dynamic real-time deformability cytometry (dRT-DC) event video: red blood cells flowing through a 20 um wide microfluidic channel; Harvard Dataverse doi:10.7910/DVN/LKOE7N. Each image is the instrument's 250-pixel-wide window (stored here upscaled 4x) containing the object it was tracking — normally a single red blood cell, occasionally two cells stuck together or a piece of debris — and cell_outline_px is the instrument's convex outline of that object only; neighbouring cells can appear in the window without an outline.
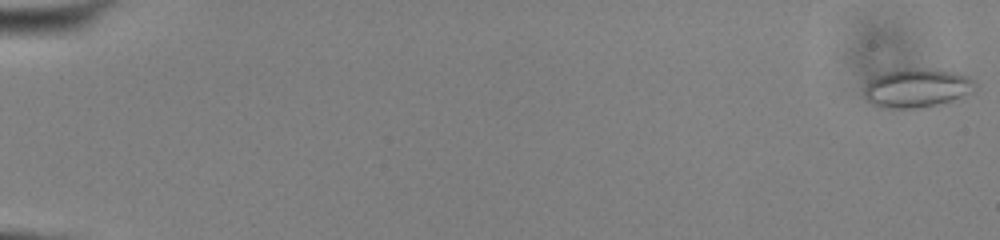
{"species": "common noctule bat (a hibernating species)", "species_latin": "Nyctalus noctula", "temperature_condition": "cold", "stored_images_in_passage": 55, "camera_frame_rate_fps": 3000, "um_per_image_px": 0.085, "animal": {"sex": "male", "body_mass_g": 13.0, "forearm_length_mm": 53.1}, "frame": {"image": 1, "passage_image": 1, "time_ms": 0.0, "image_size_px": [1000, 240], "cell_outline_px": [[976, 84], [972, 92], [948, 104], [928, 108], [880, 108], [872, 104], [864, 96], [864, 88], [876, 76], [888, 72], [904, 68], [928, 68], [956, 72], [968, 76]], "centroid_in_image_um": [77.99, 7.51], "position_along_channel_um": 7.0, "area_um2": 25.61}}
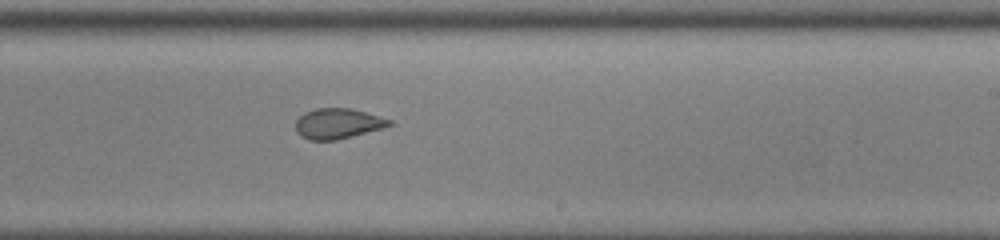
{"frame": {"image": 2, "passage_image": 35, "time_ms": 11.333, "image_size_px": [1000, 240], "cell_outline_px": [[392, 124], [384, 128], [336, 140], [308, 140], [300, 136], [296, 132], [296, 120], [304, 112], [316, 108], [352, 108], [392, 120]], "centroid_in_image_um": [28.7, 10.5], "position_along_channel_um": 260.3, "area_um2": 16.65}}
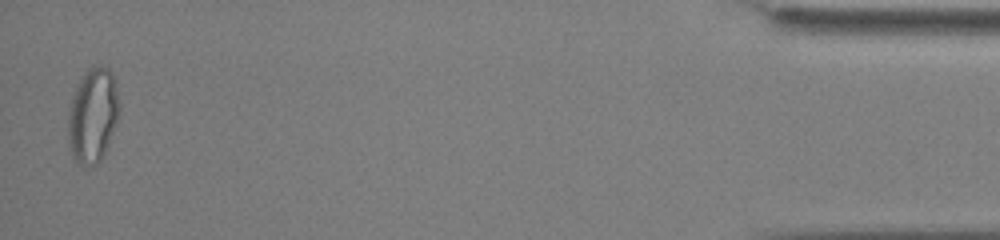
{"frame": {"image": 3, "passage_image": 54, "time_ms": 17.667, "image_size_px": [1000, 240], "cell_outline_px": [[120, 108], [116, 124], [108, 144], [100, 160], [96, 164], [80, 164], [72, 156], [68, 148], [68, 112], [72, 96], [76, 84], [84, 72], [88, 68], [96, 64], [104, 64], [112, 72], [120, 104]], "centroid_in_image_um": [7.87, 9.74], "position_along_channel_um": 427.3, "area_um2": 28.5}, "authors_computed_cell_mechanics": {"area_um2": 20.3456, "velocity_mm_per_s": 3.8814, "shape_relaxation_time_tau1_ms": 8.2311, "shape_relaxation_time_tau2_ms": 1.3004, "deformation_change_tau1": 0.1549, "deformation_change_tau2": 0.0484}}